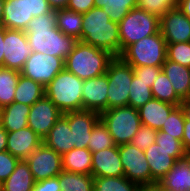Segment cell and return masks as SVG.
<instances>
[{
  "label": "cell",
  "mask_w": 190,
  "mask_h": 191,
  "mask_svg": "<svg viewBox=\"0 0 190 191\" xmlns=\"http://www.w3.org/2000/svg\"><path fill=\"white\" fill-rule=\"evenodd\" d=\"M180 107L183 110L185 121H189L190 125V98L182 100Z\"/></svg>",
  "instance_id": "49"
},
{
  "label": "cell",
  "mask_w": 190,
  "mask_h": 191,
  "mask_svg": "<svg viewBox=\"0 0 190 191\" xmlns=\"http://www.w3.org/2000/svg\"><path fill=\"white\" fill-rule=\"evenodd\" d=\"M144 154L151 171V184L160 182L176 161L187 155L184 150H165L156 142Z\"/></svg>",
  "instance_id": "14"
},
{
  "label": "cell",
  "mask_w": 190,
  "mask_h": 191,
  "mask_svg": "<svg viewBox=\"0 0 190 191\" xmlns=\"http://www.w3.org/2000/svg\"><path fill=\"white\" fill-rule=\"evenodd\" d=\"M93 7L94 0H69L67 5V9L81 14L87 13Z\"/></svg>",
  "instance_id": "46"
},
{
  "label": "cell",
  "mask_w": 190,
  "mask_h": 191,
  "mask_svg": "<svg viewBox=\"0 0 190 191\" xmlns=\"http://www.w3.org/2000/svg\"><path fill=\"white\" fill-rule=\"evenodd\" d=\"M20 72L4 67H0V107H4L14 102L16 86L20 77Z\"/></svg>",
  "instance_id": "32"
},
{
  "label": "cell",
  "mask_w": 190,
  "mask_h": 191,
  "mask_svg": "<svg viewBox=\"0 0 190 191\" xmlns=\"http://www.w3.org/2000/svg\"><path fill=\"white\" fill-rule=\"evenodd\" d=\"M107 109L128 106L130 84L134 72L132 66L120 57H115L108 65Z\"/></svg>",
  "instance_id": "8"
},
{
  "label": "cell",
  "mask_w": 190,
  "mask_h": 191,
  "mask_svg": "<svg viewBox=\"0 0 190 191\" xmlns=\"http://www.w3.org/2000/svg\"><path fill=\"white\" fill-rule=\"evenodd\" d=\"M35 184L25 160H19L12 174L2 183V191H31Z\"/></svg>",
  "instance_id": "27"
},
{
  "label": "cell",
  "mask_w": 190,
  "mask_h": 191,
  "mask_svg": "<svg viewBox=\"0 0 190 191\" xmlns=\"http://www.w3.org/2000/svg\"><path fill=\"white\" fill-rule=\"evenodd\" d=\"M42 143L43 139L27 126L18 131L8 132L6 150L19 160H25Z\"/></svg>",
  "instance_id": "19"
},
{
  "label": "cell",
  "mask_w": 190,
  "mask_h": 191,
  "mask_svg": "<svg viewBox=\"0 0 190 191\" xmlns=\"http://www.w3.org/2000/svg\"><path fill=\"white\" fill-rule=\"evenodd\" d=\"M33 17L29 15L26 0H5L1 27L25 31Z\"/></svg>",
  "instance_id": "23"
},
{
  "label": "cell",
  "mask_w": 190,
  "mask_h": 191,
  "mask_svg": "<svg viewBox=\"0 0 190 191\" xmlns=\"http://www.w3.org/2000/svg\"><path fill=\"white\" fill-rule=\"evenodd\" d=\"M25 33L33 52L57 56L64 61L78 42L57 28L56 11L33 17Z\"/></svg>",
  "instance_id": "1"
},
{
  "label": "cell",
  "mask_w": 190,
  "mask_h": 191,
  "mask_svg": "<svg viewBox=\"0 0 190 191\" xmlns=\"http://www.w3.org/2000/svg\"><path fill=\"white\" fill-rule=\"evenodd\" d=\"M139 186L125 176L94 177L93 191H135Z\"/></svg>",
  "instance_id": "34"
},
{
  "label": "cell",
  "mask_w": 190,
  "mask_h": 191,
  "mask_svg": "<svg viewBox=\"0 0 190 191\" xmlns=\"http://www.w3.org/2000/svg\"><path fill=\"white\" fill-rule=\"evenodd\" d=\"M0 125H1V107H0Z\"/></svg>",
  "instance_id": "56"
},
{
  "label": "cell",
  "mask_w": 190,
  "mask_h": 191,
  "mask_svg": "<svg viewBox=\"0 0 190 191\" xmlns=\"http://www.w3.org/2000/svg\"><path fill=\"white\" fill-rule=\"evenodd\" d=\"M138 0H94L95 7L102 8L110 20L119 23L131 9L137 7Z\"/></svg>",
  "instance_id": "31"
},
{
  "label": "cell",
  "mask_w": 190,
  "mask_h": 191,
  "mask_svg": "<svg viewBox=\"0 0 190 191\" xmlns=\"http://www.w3.org/2000/svg\"><path fill=\"white\" fill-rule=\"evenodd\" d=\"M115 143L107 127L99 120L93 127L87 148L93 153L113 147Z\"/></svg>",
  "instance_id": "36"
},
{
  "label": "cell",
  "mask_w": 190,
  "mask_h": 191,
  "mask_svg": "<svg viewBox=\"0 0 190 191\" xmlns=\"http://www.w3.org/2000/svg\"><path fill=\"white\" fill-rule=\"evenodd\" d=\"M45 95V87L40 83L33 81L20 75L15 95L14 102L23 103L28 106H32L36 101L41 99Z\"/></svg>",
  "instance_id": "28"
},
{
  "label": "cell",
  "mask_w": 190,
  "mask_h": 191,
  "mask_svg": "<svg viewBox=\"0 0 190 191\" xmlns=\"http://www.w3.org/2000/svg\"><path fill=\"white\" fill-rule=\"evenodd\" d=\"M182 145L184 148V151L190 155V125L189 121H185L184 124V134L182 138Z\"/></svg>",
  "instance_id": "47"
},
{
  "label": "cell",
  "mask_w": 190,
  "mask_h": 191,
  "mask_svg": "<svg viewBox=\"0 0 190 191\" xmlns=\"http://www.w3.org/2000/svg\"><path fill=\"white\" fill-rule=\"evenodd\" d=\"M83 82L84 80L64 68L45 87V95L63 114L83 110Z\"/></svg>",
  "instance_id": "4"
},
{
  "label": "cell",
  "mask_w": 190,
  "mask_h": 191,
  "mask_svg": "<svg viewBox=\"0 0 190 191\" xmlns=\"http://www.w3.org/2000/svg\"><path fill=\"white\" fill-rule=\"evenodd\" d=\"M115 57L108 51L78 41L64 61V68L82 80L106 73Z\"/></svg>",
  "instance_id": "3"
},
{
  "label": "cell",
  "mask_w": 190,
  "mask_h": 191,
  "mask_svg": "<svg viewBox=\"0 0 190 191\" xmlns=\"http://www.w3.org/2000/svg\"><path fill=\"white\" fill-rule=\"evenodd\" d=\"M155 142L165 150H184L182 141L158 130Z\"/></svg>",
  "instance_id": "43"
},
{
  "label": "cell",
  "mask_w": 190,
  "mask_h": 191,
  "mask_svg": "<svg viewBox=\"0 0 190 191\" xmlns=\"http://www.w3.org/2000/svg\"><path fill=\"white\" fill-rule=\"evenodd\" d=\"M157 132L158 130L156 129L141 125L130 143L139 150L145 151L149 146L155 143Z\"/></svg>",
  "instance_id": "40"
},
{
  "label": "cell",
  "mask_w": 190,
  "mask_h": 191,
  "mask_svg": "<svg viewBox=\"0 0 190 191\" xmlns=\"http://www.w3.org/2000/svg\"><path fill=\"white\" fill-rule=\"evenodd\" d=\"M35 182L57 177L62 171V155L42 143L25 159Z\"/></svg>",
  "instance_id": "11"
},
{
  "label": "cell",
  "mask_w": 190,
  "mask_h": 191,
  "mask_svg": "<svg viewBox=\"0 0 190 191\" xmlns=\"http://www.w3.org/2000/svg\"><path fill=\"white\" fill-rule=\"evenodd\" d=\"M135 191H149V185H140Z\"/></svg>",
  "instance_id": "55"
},
{
  "label": "cell",
  "mask_w": 190,
  "mask_h": 191,
  "mask_svg": "<svg viewBox=\"0 0 190 191\" xmlns=\"http://www.w3.org/2000/svg\"><path fill=\"white\" fill-rule=\"evenodd\" d=\"M81 41L108 51L114 57L121 55L119 23L110 20L102 9L93 7L83 14Z\"/></svg>",
  "instance_id": "2"
},
{
  "label": "cell",
  "mask_w": 190,
  "mask_h": 191,
  "mask_svg": "<svg viewBox=\"0 0 190 191\" xmlns=\"http://www.w3.org/2000/svg\"><path fill=\"white\" fill-rule=\"evenodd\" d=\"M116 146L130 143L141 124L138 109L130 106L107 109L100 113Z\"/></svg>",
  "instance_id": "7"
},
{
  "label": "cell",
  "mask_w": 190,
  "mask_h": 191,
  "mask_svg": "<svg viewBox=\"0 0 190 191\" xmlns=\"http://www.w3.org/2000/svg\"><path fill=\"white\" fill-rule=\"evenodd\" d=\"M160 33L166 44L190 42V20L179 7L166 11L160 17Z\"/></svg>",
  "instance_id": "15"
},
{
  "label": "cell",
  "mask_w": 190,
  "mask_h": 191,
  "mask_svg": "<svg viewBox=\"0 0 190 191\" xmlns=\"http://www.w3.org/2000/svg\"><path fill=\"white\" fill-rule=\"evenodd\" d=\"M166 56L168 60L190 68V42L167 44Z\"/></svg>",
  "instance_id": "38"
},
{
  "label": "cell",
  "mask_w": 190,
  "mask_h": 191,
  "mask_svg": "<svg viewBox=\"0 0 190 191\" xmlns=\"http://www.w3.org/2000/svg\"><path fill=\"white\" fill-rule=\"evenodd\" d=\"M179 9L190 20V0H180Z\"/></svg>",
  "instance_id": "51"
},
{
  "label": "cell",
  "mask_w": 190,
  "mask_h": 191,
  "mask_svg": "<svg viewBox=\"0 0 190 191\" xmlns=\"http://www.w3.org/2000/svg\"><path fill=\"white\" fill-rule=\"evenodd\" d=\"M166 50V40L159 31L129 45L119 57L131 66L162 67L167 58Z\"/></svg>",
  "instance_id": "5"
},
{
  "label": "cell",
  "mask_w": 190,
  "mask_h": 191,
  "mask_svg": "<svg viewBox=\"0 0 190 191\" xmlns=\"http://www.w3.org/2000/svg\"><path fill=\"white\" fill-rule=\"evenodd\" d=\"M4 61V27L0 26V67H3Z\"/></svg>",
  "instance_id": "52"
},
{
  "label": "cell",
  "mask_w": 190,
  "mask_h": 191,
  "mask_svg": "<svg viewBox=\"0 0 190 191\" xmlns=\"http://www.w3.org/2000/svg\"><path fill=\"white\" fill-rule=\"evenodd\" d=\"M8 132L0 125V152L6 151Z\"/></svg>",
  "instance_id": "50"
},
{
  "label": "cell",
  "mask_w": 190,
  "mask_h": 191,
  "mask_svg": "<svg viewBox=\"0 0 190 191\" xmlns=\"http://www.w3.org/2000/svg\"><path fill=\"white\" fill-rule=\"evenodd\" d=\"M152 98L154 97L149 83L140 80L134 75L130 84L128 106L139 109Z\"/></svg>",
  "instance_id": "35"
},
{
  "label": "cell",
  "mask_w": 190,
  "mask_h": 191,
  "mask_svg": "<svg viewBox=\"0 0 190 191\" xmlns=\"http://www.w3.org/2000/svg\"><path fill=\"white\" fill-rule=\"evenodd\" d=\"M62 169L91 175L92 152L88 148H73L62 155Z\"/></svg>",
  "instance_id": "26"
},
{
  "label": "cell",
  "mask_w": 190,
  "mask_h": 191,
  "mask_svg": "<svg viewBox=\"0 0 190 191\" xmlns=\"http://www.w3.org/2000/svg\"><path fill=\"white\" fill-rule=\"evenodd\" d=\"M30 107L13 102L1 108V126L7 132L18 131L28 126Z\"/></svg>",
  "instance_id": "25"
},
{
  "label": "cell",
  "mask_w": 190,
  "mask_h": 191,
  "mask_svg": "<svg viewBox=\"0 0 190 191\" xmlns=\"http://www.w3.org/2000/svg\"><path fill=\"white\" fill-rule=\"evenodd\" d=\"M62 115L63 113L44 95L30 107L28 127L44 139Z\"/></svg>",
  "instance_id": "13"
},
{
  "label": "cell",
  "mask_w": 190,
  "mask_h": 191,
  "mask_svg": "<svg viewBox=\"0 0 190 191\" xmlns=\"http://www.w3.org/2000/svg\"><path fill=\"white\" fill-rule=\"evenodd\" d=\"M91 175L93 177L124 176L119 146L115 145L92 153Z\"/></svg>",
  "instance_id": "17"
},
{
  "label": "cell",
  "mask_w": 190,
  "mask_h": 191,
  "mask_svg": "<svg viewBox=\"0 0 190 191\" xmlns=\"http://www.w3.org/2000/svg\"><path fill=\"white\" fill-rule=\"evenodd\" d=\"M29 15L34 17L52 12L47 0H26Z\"/></svg>",
  "instance_id": "44"
},
{
  "label": "cell",
  "mask_w": 190,
  "mask_h": 191,
  "mask_svg": "<svg viewBox=\"0 0 190 191\" xmlns=\"http://www.w3.org/2000/svg\"><path fill=\"white\" fill-rule=\"evenodd\" d=\"M162 71L170 80L172 87L181 99L189 98L190 94V68L166 58L162 64Z\"/></svg>",
  "instance_id": "24"
},
{
  "label": "cell",
  "mask_w": 190,
  "mask_h": 191,
  "mask_svg": "<svg viewBox=\"0 0 190 191\" xmlns=\"http://www.w3.org/2000/svg\"><path fill=\"white\" fill-rule=\"evenodd\" d=\"M151 91L153 97L176 106H180L182 100L175 93L172 84L166 74L161 71L155 79Z\"/></svg>",
  "instance_id": "33"
},
{
  "label": "cell",
  "mask_w": 190,
  "mask_h": 191,
  "mask_svg": "<svg viewBox=\"0 0 190 191\" xmlns=\"http://www.w3.org/2000/svg\"><path fill=\"white\" fill-rule=\"evenodd\" d=\"M4 4H5V0H0V26H2V21H3Z\"/></svg>",
  "instance_id": "54"
},
{
  "label": "cell",
  "mask_w": 190,
  "mask_h": 191,
  "mask_svg": "<svg viewBox=\"0 0 190 191\" xmlns=\"http://www.w3.org/2000/svg\"><path fill=\"white\" fill-rule=\"evenodd\" d=\"M69 127L73 132L75 148H87L93 127L100 120V113L92 110L66 112Z\"/></svg>",
  "instance_id": "16"
},
{
  "label": "cell",
  "mask_w": 190,
  "mask_h": 191,
  "mask_svg": "<svg viewBox=\"0 0 190 191\" xmlns=\"http://www.w3.org/2000/svg\"><path fill=\"white\" fill-rule=\"evenodd\" d=\"M31 53L25 31L4 28V68L20 72Z\"/></svg>",
  "instance_id": "12"
},
{
  "label": "cell",
  "mask_w": 190,
  "mask_h": 191,
  "mask_svg": "<svg viewBox=\"0 0 190 191\" xmlns=\"http://www.w3.org/2000/svg\"><path fill=\"white\" fill-rule=\"evenodd\" d=\"M149 191H166L160 184H150Z\"/></svg>",
  "instance_id": "53"
},
{
  "label": "cell",
  "mask_w": 190,
  "mask_h": 191,
  "mask_svg": "<svg viewBox=\"0 0 190 191\" xmlns=\"http://www.w3.org/2000/svg\"><path fill=\"white\" fill-rule=\"evenodd\" d=\"M63 69L62 58L32 51L20 74L46 87Z\"/></svg>",
  "instance_id": "9"
},
{
  "label": "cell",
  "mask_w": 190,
  "mask_h": 191,
  "mask_svg": "<svg viewBox=\"0 0 190 191\" xmlns=\"http://www.w3.org/2000/svg\"><path fill=\"white\" fill-rule=\"evenodd\" d=\"M31 191H61L59 184V175L35 182Z\"/></svg>",
  "instance_id": "45"
},
{
  "label": "cell",
  "mask_w": 190,
  "mask_h": 191,
  "mask_svg": "<svg viewBox=\"0 0 190 191\" xmlns=\"http://www.w3.org/2000/svg\"><path fill=\"white\" fill-rule=\"evenodd\" d=\"M185 116L180 106H176L163 124L161 131L182 141L184 134Z\"/></svg>",
  "instance_id": "37"
},
{
  "label": "cell",
  "mask_w": 190,
  "mask_h": 191,
  "mask_svg": "<svg viewBox=\"0 0 190 191\" xmlns=\"http://www.w3.org/2000/svg\"><path fill=\"white\" fill-rule=\"evenodd\" d=\"M180 0H138L137 8L161 17L171 8L178 7Z\"/></svg>",
  "instance_id": "39"
},
{
  "label": "cell",
  "mask_w": 190,
  "mask_h": 191,
  "mask_svg": "<svg viewBox=\"0 0 190 191\" xmlns=\"http://www.w3.org/2000/svg\"><path fill=\"white\" fill-rule=\"evenodd\" d=\"M175 107L176 105L152 98L138 109L141 124L160 130Z\"/></svg>",
  "instance_id": "22"
},
{
  "label": "cell",
  "mask_w": 190,
  "mask_h": 191,
  "mask_svg": "<svg viewBox=\"0 0 190 191\" xmlns=\"http://www.w3.org/2000/svg\"><path fill=\"white\" fill-rule=\"evenodd\" d=\"M83 14L69 9L56 10L57 28L67 36L81 41Z\"/></svg>",
  "instance_id": "29"
},
{
  "label": "cell",
  "mask_w": 190,
  "mask_h": 191,
  "mask_svg": "<svg viewBox=\"0 0 190 191\" xmlns=\"http://www.w3.org/2000/svg\"><path fill=\"white\" fill-rule=\"evenodd\" d=\"M160 17L140 8H133L119 22L121 53L131 44L160 31Z\"/></svg>",
  "instance_id": "6"
},
{
  "label": "cell",
  "mask_w": 190,
  "mask_h": 191,
  "mask_svg": "<svg viewBox=\"0 0 190 191\" xmlns=\"http://www.w3.org/2000/svg\"><path fill=\"white\" fill-rule=\"evenodd\" d=\"M59 184L61 191H93L94 177L63 170L59 174Z\"/></svg>",
  "instance_id": "30"
},
{
  "label": "cell",
  "mask_w": 190,
  "mask_h": 191,
  "mask_svg": "<svg viewBox=\"0 0 190 191\" xmlns=\"http://www.w3.org/2000/svg\"><path fill=\"white\" fill-rule=\"evenodd\" d=\"M43 143L60 155L75 148V144L73 143V132H71L68 118L64 114L58 119L48 135L43 139Z\"/></svg>",
  "instance_id": "20"
},
{
  "label": "cell",
  "mask_w": 190,
  "mask_h": 191,
  "mask_svg": "<svg viewBox=\"0 0 190 191\" xmlns=\"http://www.w3.org/2000/svg\"><path fill=\"white\" fill-rule=\"evenodd\" d=\"M53 11L66 9L69 0H47Z\"/></svg>",
  "instance_id": "48"
},
{
  "label": "cell",
  "mask_w": 190,
  "mask_h": 191,
  "mask_svg": "<svg viewBox=\"0 0 190 191\" xmlns=\"http://www.w3.org/2000/svg\"><path fill=\"white\" fill-rule=\"evenodd\" d=\"M19 159L7 150L0 152V184H2L14 171Z\"/></svg>",
  "instance_id": "41"
},
{
  "label": "cell",
  "mask_w": 190,
  "mask_h": 191,
  "mask_svg": "<svg viewBox=\"0 0 190 191\" xmlns=\"http://www.w3.org/2000/svg\"><path fill=\"white\" fill-rule=\"evenodd\" d=\"M134 75L140 80L149 83V87H152L155 79L158 77L159 73L162 71V67L153 66H132Z\"/></svg>",
  "instance_id": "42"
},
{
  "label": "cell",
  "mask_w": 190,
  "mask_h": 191,
  "mask_svg": "<svg viewBox=\"0 0 190 191\" xmlns=\"http://www.w3.org/2000/svg\"><path fill=\"white\" fill-rule=\"evenodd\" d=\"M107 74L84 80L82 88L83 110L101 113L107 110Z\"/></svg>",
  "instance_id": "18"
},
{
  "label": "cell",
  "mask_w": 190,
  "mask_h": 191,
  "mask_svg": "<svg viewBox=\"0 0 190 191\" xmlns=\"http://www.w3.org/2000/svg\"><path fill=\"white\" fill-rule=\"evenodd\" d=\"M158 184L166 191H190V155L178 159Z\"/></svg>",
  "instance_id": "21"
},
{
  "label": "cell",
  "mask_w": 190,
  "mask_h": 191,
  "mask_svg": "<svg viewBox=\"0 0 190 191\" xmlns=\"http://www.w3.org/2000/svg\"><path fill=\"white\" fill-rule=\"evenodd\" d=\"M119 154L124 169V176L139 185L151 184V171L144 151L131 143L119 146Z\"/></svg>",
  "instance_id": "10"
}]
</instances>
